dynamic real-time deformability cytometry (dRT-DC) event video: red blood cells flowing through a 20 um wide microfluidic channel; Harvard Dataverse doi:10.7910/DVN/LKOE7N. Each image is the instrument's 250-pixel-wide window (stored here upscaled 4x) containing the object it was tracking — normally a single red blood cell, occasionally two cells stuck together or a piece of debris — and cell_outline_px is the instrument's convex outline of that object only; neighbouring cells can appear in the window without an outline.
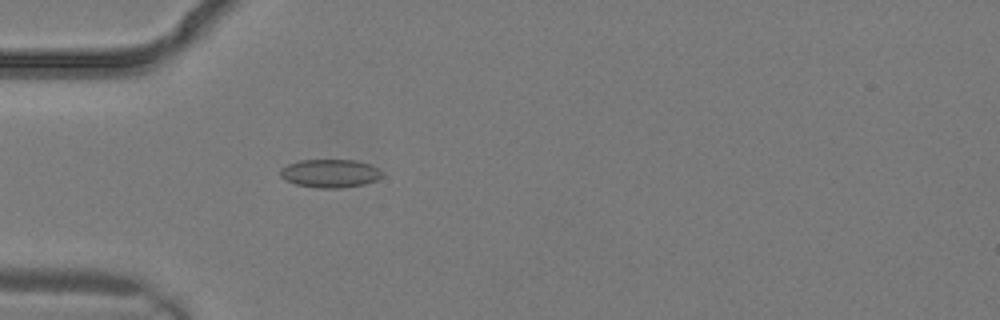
{"species": "common noctule bat (a hibernating species)", "species_latin": "Nyctalus noctula", "temperature_condition": "warm", "stored_images_in_passage": 3, "camera_frame_rate_fps": 3000, "um_per_image_px": 0.085, "animal": {"sex": "male", "body_mass_g": 19.2, "forearm_length_mm": 51.8}, "frame": {"image": 1, "passage_image": 3, "time_ms": 0.667, "image_size_px": [1000, 320], "cell_outline_px": [[384, 172], [376, 180], [364, 184], [340, 188], [316, 188], [296, 184], [284, 180], [280, 176], [280, 168], [288, 164], [300, 160], [356, 160], [372, 164]], "centroid_in_image_um": [28.05, 14.73], "position_along_channel_um": 56.9, "area_um2": 16.94}}